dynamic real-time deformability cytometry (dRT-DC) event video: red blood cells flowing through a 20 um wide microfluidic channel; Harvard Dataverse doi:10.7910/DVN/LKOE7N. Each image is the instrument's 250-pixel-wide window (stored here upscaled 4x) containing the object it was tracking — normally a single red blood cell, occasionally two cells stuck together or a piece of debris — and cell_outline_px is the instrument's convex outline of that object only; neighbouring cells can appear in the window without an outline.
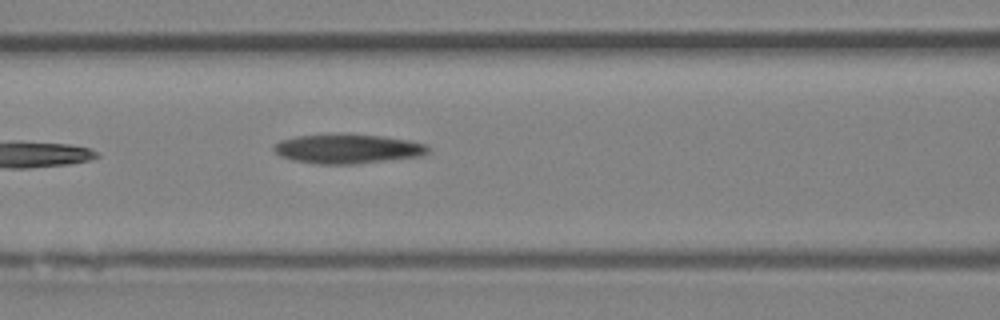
{"species": "Egyptian fruit bat (a non-hibernating species)", "species_latin": "Rousettus aegyptiacus", "temperature_condition": "room temperature", "stored_images_in_passage": 4, "camera_frame_rate_fps": 3000, "um_per_image_px": 0.085, "animal": {"sex": "female"}, "frame": {"image": 1, "passage_image": 4, "time_ms": 4.333, "image_size_px": [1000, 320], "cell_outline_px": [[428, 152], [420, 156], [356, 164], [316, 164], [292, 160], [280, 156], [272, 148], [272, 144], [280, 140], [296, 136], [332, 132], [348, 132], [384, 136], [408, 140], [428, 144]], "centroid_in_image_um": [29.5, 12.61], "position_along_channel_um": 137.1, "area_um2": 27.28}}